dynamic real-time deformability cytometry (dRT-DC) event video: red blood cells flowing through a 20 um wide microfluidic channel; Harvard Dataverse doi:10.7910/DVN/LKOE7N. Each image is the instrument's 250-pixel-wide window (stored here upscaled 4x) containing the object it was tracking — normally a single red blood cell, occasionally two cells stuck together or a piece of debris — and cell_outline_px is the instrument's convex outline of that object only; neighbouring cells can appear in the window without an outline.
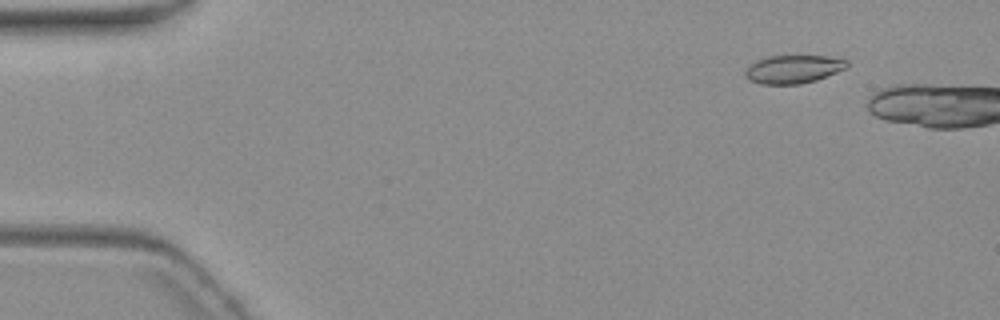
{"species": "common noctule bat (a hibernating species)", "species_latin": "Nyctalus noctula", "temperature_condition": "warm", "stored_images_in_passage": 3, "camera_frame_rate_fps": 3000, "um_per_image_px": 0.085, "animal": {"sex": "female", "body_mass_g": 19.3, "forearm_length_mm": 54.1}, "frame": {"image": 1, "passage_image": 2, "time_ms": 1.0, "image_size_px": [1000, 320], "cell_outline_px": [[848, 68], [816, 80], [800, 84], [760, 84], [748, 80], [744, 76], [744, 72], [756, 60], [768, 56], [828, 56], [848, 60]], "centroid_in_image_um": [67.44, 5.88], "position_along_channel_um": 17.6, "area_um2": 16.82}}